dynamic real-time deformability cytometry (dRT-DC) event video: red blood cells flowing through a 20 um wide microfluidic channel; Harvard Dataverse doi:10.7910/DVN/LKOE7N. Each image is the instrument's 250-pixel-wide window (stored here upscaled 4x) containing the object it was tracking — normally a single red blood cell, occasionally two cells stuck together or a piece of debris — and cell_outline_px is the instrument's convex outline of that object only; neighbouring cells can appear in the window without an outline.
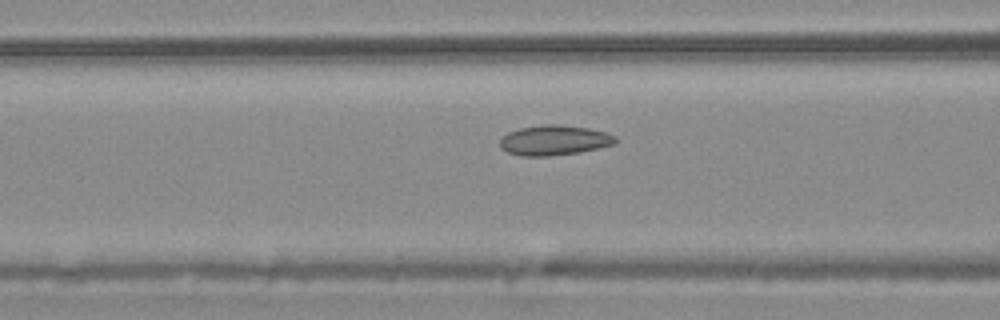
{"species": "common noctule bat (a hibernating species)", "species_latin": "Nyctalus noctula", "temperature_condition": "warm", "stored_images_in_passage": 28, "camera_frame_rate_fps": 3000, "um_per_image_px": 0.085, "animal": {"sex": "male", "body_mass_g": 20.4}, "frame": {"image": 1, "passage_image": 9, "time_ms": 2.667, "image_size_px": [1000, 320], "cell_outline_px": [[616, 144], [580, 152], [548, 156], [520, 156], [508, 152], [500, 148], [500, 140], [508, 132], [520, 128], [544, 124], [560, 124], [588, 128], [604, 132], [616, 136]], "centroid_in_image_um": [47.11, 11.92], "position_along_channel_um": 119.5, "area_um2": 20.23}}
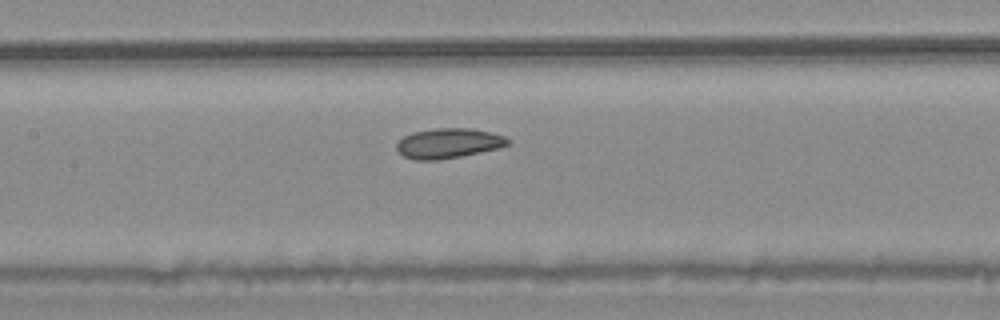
{"frame": {"image": 2, "passage_image": 13, "time_ms": 4.0, "image_size_px": [1000, 320], "cell_outline_px": [[508, 144], [500, 148], [460, 156], [436, 160], [412, 160], [404, 156], [396, 148], [396, 144], [404, 136], [412, 132], [436, 128], [472, 128], [504, 136], [508, 140]], "centroid_in_image_um": [38.08, 12.18], "position_along_channel_um": 169.3, "area_um2": 19.25}}
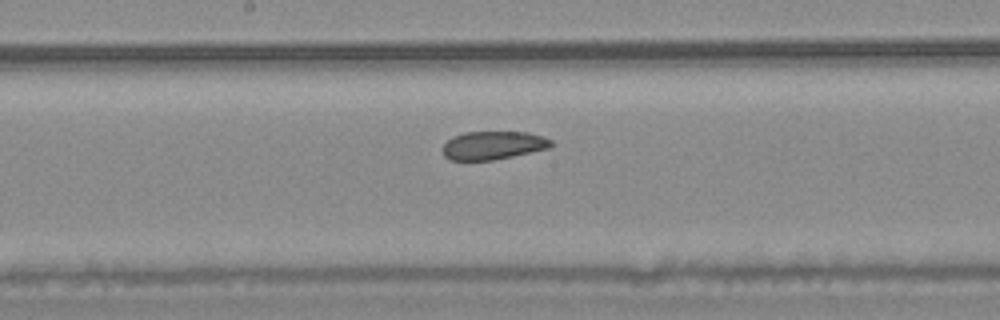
{"frame": {"image": 3, "passage_image": 16, "time_ms": 5.0, "image_size_px": [1000, 320], "cell_outline_px": [[552, 144], [548, 148], [512, 156], [492, 160], [448, 160], [444, 156], [444, 144], [452, 136], [464, 132], [528, 132], [544, 136], [552, 140]], "centroid_in_image_um": [41.9, 12.34], "position_along_channel_um": 206.3, "area_um2": 17.8}}